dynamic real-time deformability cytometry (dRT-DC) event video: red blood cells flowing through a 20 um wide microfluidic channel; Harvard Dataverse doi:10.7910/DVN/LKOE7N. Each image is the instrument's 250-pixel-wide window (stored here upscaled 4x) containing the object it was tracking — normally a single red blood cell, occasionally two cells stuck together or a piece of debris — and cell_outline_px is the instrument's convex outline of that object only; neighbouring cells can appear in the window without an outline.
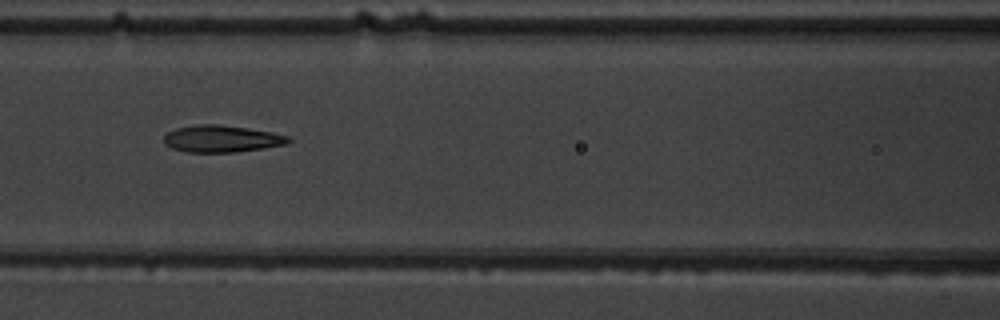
{"species": "common noctule bat (a hibernating species)", "species_latin": "Nyctalus noctula", "temperature_condition": "warm", "stored_images_in_passage": 7, "camera_frame_rate_fps": 3000, "um_per_image_px": 0.085, "animal": {"sex": "male", "body_mass_g": 19.5, "forearm_length_mm": 54.6}, "frame": {"image": 1, "passage_image": 4, "time_ms": 3.333, "image_size_px": [1000, 320], "cell_outline_px": [[292, 140], [288, 144], [264, 148], [236, 152], [188, 152], [172, 148], [164, 144], [164, 136], [168, 132], [176, 128], [200, 124], [216, 124], [248, 128], [272, 132], [288, 136]], "centroid_in_image_um": [18.86, 11.8], "position_along_channel_um": 147.7, "area_um2": 19.54}}
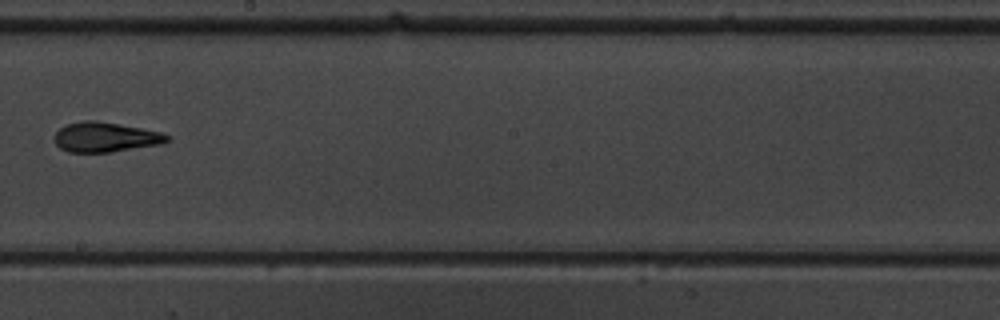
{"frame": {"image": 2, "passage_image": 6, "time_ms": 5.667, "image_size_px": [1000, 320], "cell_outline_px": [[172, 140], [160, 144], [112, 152], [68, 152], [60, 148], [56, 144], [52, 136], [60, 128], [68, 124], [84, 120], [92, 120], [140, 128], [160, 132], [172, 136]], "centroid_in_image_um": [8.96, 11.67], "position_along_channel_um": 239.2, "area_um2": 19.54}}
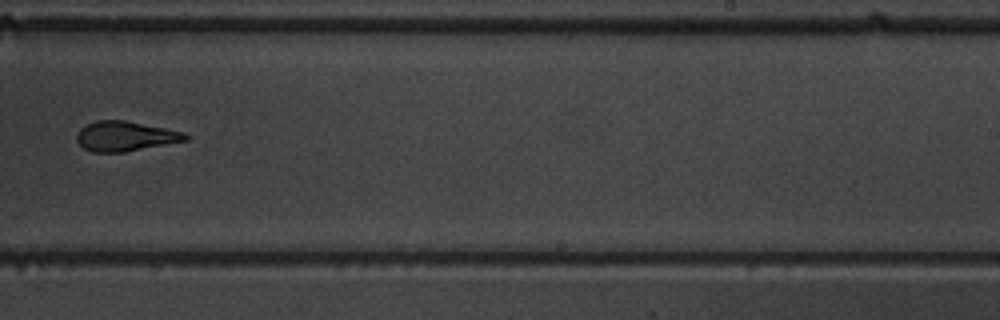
{"frame": {"image": 3, "passage_image": 7, "time_ms": 6.667, "image_size_px": [1000, 320], "cell_outline_px": [[188, 140], [124, 152], [92, 152], [84, 148], [76, 140], [76, 136], [80, 128], [96, 120], [124, 120], [184, 132], [188, 136]], "centroid_in_image_um": [10.62, 11.58], "position_along_channel_um": 278.4, "area_um2": 18.73}}